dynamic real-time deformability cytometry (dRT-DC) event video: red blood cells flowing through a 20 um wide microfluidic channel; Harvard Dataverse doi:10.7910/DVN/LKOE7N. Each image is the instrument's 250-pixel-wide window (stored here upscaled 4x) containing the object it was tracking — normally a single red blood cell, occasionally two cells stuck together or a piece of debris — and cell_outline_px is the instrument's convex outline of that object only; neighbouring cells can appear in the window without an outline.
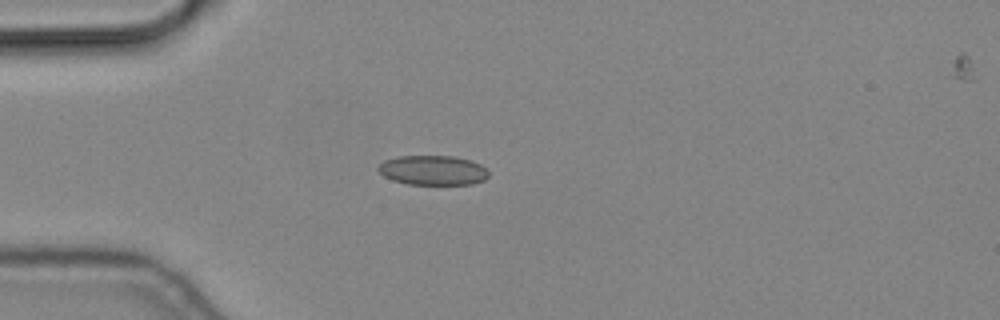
{"species": "common noctule bat (a hibernating species)", "species_latin": "Nyctalus noctula", "temperature_condition": "cold", "stored_images_in_passage": 4, "camera_frame_rate_fps": 3000, "um_per_image_px": 0.085, "animal": {"sex": "male", "body_mass_g": 19.2, "forearm_length_mm": 51.8}, "frame": {"image": 1, "passage_image": 3, "time_ms": 0.667, "image_size_px": [1000, 320], "cell_outline_px": [[488, 176], [484, 180], [472, 184], [408, 184], [392, 180], [384, 176], [376, 168], [384, 160], [396, 156], [452, 156], [468, 160], [480, 164], [488, 172]], "centroid_in_image_um": [36.76, 14.47], "position_along_channel_um": 48.2, "area_um2": 18.96}}